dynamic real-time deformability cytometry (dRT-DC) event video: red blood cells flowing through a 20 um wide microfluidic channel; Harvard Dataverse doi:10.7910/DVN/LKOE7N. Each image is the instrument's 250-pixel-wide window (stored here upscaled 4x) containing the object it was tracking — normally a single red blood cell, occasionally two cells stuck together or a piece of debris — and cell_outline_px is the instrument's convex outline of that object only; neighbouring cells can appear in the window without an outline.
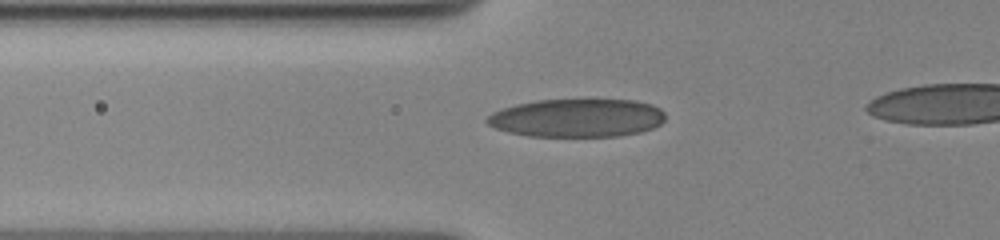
{"species": "human", "species_latin": "Homo sapiens", "temperature_condition": "cold", "stored_images_in_passage": 50, "camera_frame_rate_fps": 3000, "um_per_image_px": 0.085, "donor": {"sex": "female"}, "frame": {"image": 1, "passage_image": 18, "time_ms": 5.667, "image_size_px": [1000, 240], "cell_outline_px": [[664, 120], [660, 124], [652, 128], [640, 132], [620, 136], [528, 136], [508, 132], [496, 128], [488, 124], [484, 120], [492, 112], [500, 108], [516, 104], [536, 100], [636, 100], [652, 104], [660, 108], [664, 112]], "centroid_in_image_um": [49.04, 10.02], "position_along_channel_um": 76.8, "area_um2": 39.88}}
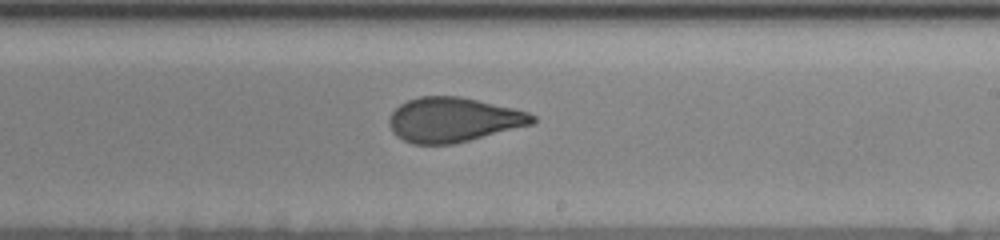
{"frame": {"image": 2, "passage_image": 33, "time_ms": 10.667, "image_size_px": [1000, 240], "cell_outline_px": [[536, 120], [532, 124], [452, 144], [412, 144], [396, 136], [392, 132], [388, 124], [388, 120], [392, 112], [400, 104], [408, 100], [420, 96], [460, 96], [512, 108], [528, 112], [536, 116]], "centroid_in_image_um": [38.49, 10.17], "position_along_channel_um": 250.5, "area_um2": 36.99}}
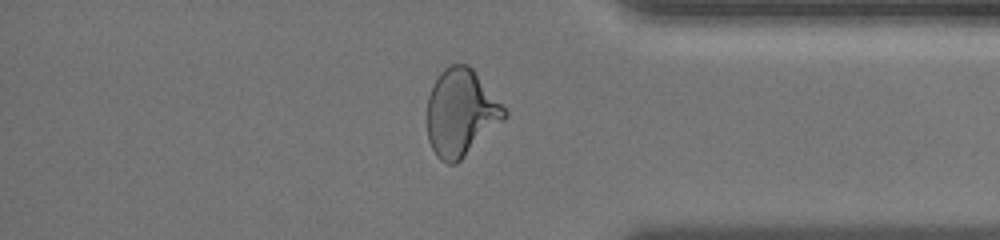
{"frame": {"image": 3, "passage_image": 46, "time_ms": 15.0, "image_size_px": [1000, 240], "cell_outline_px": [[508, 116], [504, 120], [456, 164], [448, 164], [440, 160], [436, 156], [428, 140], [428, 96], [432, 84], [440, 72], [444, 68], [452, 64], [468, 64], [472, 68], [508, 112]], "centroid_in_image_um": [39.16, 9.58], "position_along_channel_um": 396.0, "area_um2": 38.96}}